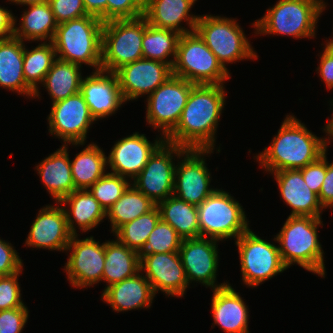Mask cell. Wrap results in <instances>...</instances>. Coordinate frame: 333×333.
<instances>
[{
	"instance_id": "6da1fadb",
	"label": "cell",
	"mask_w": 333,
	"mask_h": 333,
	"mask_svg": "<svg viewBox=\"0 0 333 333\" xmlns=\"http://www.w3.org/2000/svg\"><path fill=\"white\" fill-rule=\"evenodd\" d=\"M225 85L196 84L175 129L165 141L185 149H215L216 132L226 103Z\"/></svg>"
},
{
	"instance_id": "7a4b0ae2",
	"label": "cell",
	"mask_w": 333,
	"mask_h": 333,
	"mask_svg": "<svg viewBox=\"0 0 333 333\" xmlns=\"http://www.w3.org/2000/svg\"><path fill=\"white\" fill-rule=\"evenodd\" d=\"M326 138L318 137L300 119L287 114L268 147L254 158L267 173L301 169L327 151Z\"/></svg>"
},
{
	"instance_id": "3957f363",
	"label": "cell",
	"mask_w": 333,
	"mask_h": 333,
	"mask_svg": "<svg viewBox=\"0 0 333 333\" xmlns=\"http://www.w3.org/2000/svg\"><path fill=\"white\" fill-rule=\"evenodd\" d=\"M321 217L289 215L281 230L274 236L280 257L288 269L297 264L308 272L325 278L324 251L318 229L323 226Z\"/></svg>"
},
{
	"instance_id": "277c9868",
	"label": "cell",
	"mask_w": 333,
	"mask_h": 333,
	"mask_svg": "<svg viewBox=\"0 0 333 333\" xmlns=\"http://www.w3.org/2000/svg\"><path fill=\"white\" fill-rule=\"evenodd\" d=\"M103 21L86 15L58 24L52 43L57 59L101 70Z\"/></svg>"
},
{
	"instance_id": "5b68a950",
	"label": "cell",
	"mask_w": 333,
	"mask_h": 333,
	"mask_svg": "<svg viewBox=\"0 0 333 333\" xmlns=\"http://www.w3.org/2000/svg\"><path fill=\"white\" fill-rule=\"evenodd\" d=\"M266 14L252 23L255 35L315 38L320 4L314 0H278Z\"/></svg>"
},
{
	"instance_id": "8992f818",
	"label": "cell",
	"mask_w": 333,
	"mask_h": 333,
	"mask_svg": "<svg viewBox=\"0 0 333 333\" xmlns=\"http://www.w3.org/2000/svg\"><path fill=\"white\" fill-rule=\"evenodd\" d=\"M172 72L199 85H224L232 77L196 31L180 35Z\"/></svg>"
},
{
	"instance_id": "52a82bcc",
	"label": "cell",
	"mask_w": 333,
	"mask_h": 333,
	"mask_svg": "<svg viewBox=\"0 0 333 333\" xmlns=\"http://www.w3.org/2000/svg\"><path fill=\"white\" fill-rule=\"evenodd\" d=\"M240 26L236 18L212 14L200 15L196 23L195 31L227 70L229 63L258 59L256 51Z\"/></svg>"
},
{
	"instance_id": "ba28073f",
	"label": "cell",
	"mask_w": 333,
	"mask_h": 333,
	"mask_svg": "<svg viewBox=\"0 0 333 333\" xmlns=\"http://www.w3.org/2000/svg\"><path fill=\"white\" fill-rule=\"evenodd\" d=\"M197 210L201 237L236 240L250 229L243 206L224 189L217 188Z\"/></svg>"
},
{
	"instance_id": "9c48e42d",
	"label": "cell",
	"mask_w": 333,
	"mask_h": 333,
	"mask_svg": "<svg viewBox=\"0 0 333 333\" xmlns=\"http://www.w3.org/2000/svg\"><path fill=\"white\" fill-rule=\"evenodd\" d=\"M144 16L103 22L101 70L115 72L143 58Z\"/></svg>"
},
{
	"instance_id": "30bf717a",
	"label": "cell",
	"mask_w": 333,
	"mask_h": 333,
	"mask_svg": "<svg viewBox=\"0 0 333 333\" xmlns=\"http://www.w3.org/2000/svg\"><path fill=\"white\" fill-rule=\"evenodd\" d=\"M235 245L239 252L241 280L246 287L256 288L287 270L278 246L262 239L251 229L240 235Z\"/></svg>"
},
{
	"instance_id": "8fae6325",
	"label": "cell",
	"mask_w": 333,
	"mask_h": 333,
	"mask_svg": "<svg viewBox=\"0 0 333 333\" xmlns=\"http://www.w3.org/2000/svg\"><path fill=\"white\" fill-rule=\"evenodd\" d=\"M196 84L172 75L146 98V122L166 138L178 124Z\"/></svg>"
},
{
	"instance_id": "7c38bea8",
	"label": "cell",
	"mask_w": 333,
	"mask_h": 333,
	"mask_svg": "<svg viewBox=\"0 0 333 333\" xmlns=\"http://www.w3.org/2000/svg\"><path fill=\"white\" fill-rule=\"evenodd\" d=\"M186 149L164 141L131 184L156 205L173 195L176 158ZM175 160V162H174Z\"/></svg>"
},
{
	"instance_id": "4fadbf2b",
	"label": "cell",
	"mask_w": 333,
	"mask_h": 333,
	"mask_svg": "<svg viewBox=\"0 0 333 333\" xmlns=\"http://www.w3.org/2000/svg\"><path fill=\"white\" fill-rule=\"evenodd\" d=\"M213 152V149H186L179 156L173 195L198 206L217 189L210 185L212 176L205 158Z\"/></svg>"
},
{
	"instance_id": "5bb4252c",
	"label": "cell",
	"mask_w": 333,
	"mask_h": 333,
	"mask_svg": "<svg viewBox=\"0 0 333 333\" xmlns=\"http://www.w3.org/2000/svg\"><path fill=\"white\" fill-rule=\"evenodd\" d=\"M47 116L48 131L56 138L62 139L63 145H85L87 133L96 122L83 95L79 92L64 100L52 103Z\"/></svg>"
},
{
	"instance_id": "9a60e30c",
	"label": "cell",
	"mask_w": 333,
	"mask_h": 333,
	"mask_svg": "<svg viewBox=\"0 0 333 333\" xmlns=\"http://www.w3.org/2000/svg\"><path fill=\"white\" fill-rule=\"evenodd\" d=\"M73 235L66 248L68 260L65 263L64 273L67 281L78 289L93 287L102 282L105 263V242L96 241L93 236L79 239Z\"/></svg>"
},
{
	"instance_id": "2e32d148",
	"label": "cell",
	"mask_w": 333,
	"mask_h": 333,
	"mask_svg": "<svg viewBox=\"0 0 333 333\" xmlns=\"http://www.w3.org/2000/svg\"><path fill=\"white\" fill-rule=\"evenodd\" d=\"M218 242L204 237L182 239L179 254L189 285L199 282L214 290L229 284L227 280L221 284L216 281L219 267Z\"/></svg>"
},
{
	"instance_id": "e0dca14e",
	"label": "cell",
	"mask_w": 333,
	"mask_h": 333,
	"mask_svg": "<svg viewBox=\"0 0 333 333\" xmlns=\"http://www.w3.org/2000/svg\"><path fill=\"white\" fill-rule=\"evenodd\" d=\"M139 255L140 272L150 282L155 295L159 291L167 297L186 295L189 284L179 252Z\"/></svg>"
},
{
	"instance_id": "ac0fdd59",
	"label": "cell",
	"mask_w": 333,
	"mask_h": 333,
	"mask_svg": "<svg viewBox=\"0 0 333 333\" xmlns=\"http://www.w3.org/2000/svg\"><path fill=\"white\" fill-rule=\"evenodd\" d=\"M114 73L125 102L149 96L173 75L170 65L146 58L125 64Z\"/></svg>"
},
{
	"instance_id": "d6986e66",
	"label": "cell",
	"mask_w": 333,
	"mask_h": 333,
	"mask_svg": "<svg viewBox=\"0 0 333 333\" xmlns=\"http://www.w3.org/2000/svg\"><path fill=\"white\" fill-rule=\"evenodd\" d=\"M145 135L134 132L115 141L107 157L110 173L131 181L141 172L152 154L165 141L163 136H157L155 142H150Z\"/></svg>"
},
{
	"instance_id": "ffe728a7",
	"label": "cell",
	"mask_w": 333,
	"mask_h": 333,
	"mask_svg": "<svg viewBox=\"0 0 333 333\" xmlns=\"http://www.w3.org/2000/svg\"><path fill=\"white\" fill-rule=\"evenodd\" d=\"M72 236L65 210L59 202H56V205L48 204L38 211L24 246L66 252Z\"/></svg>"
},
{
	"instance_id": "44dd1931",
	"label": "cell",
	"mask_w": 333,
	"mask_h": 333,
	"mask_svg": "<svg viewBox=\"0 0 333 333\" xmlns=\"http://www.w3.org/2000/svg\"><path fill=\"white\" fill-rule=\"evenodd\" d=\"M80 93L96 121L117 113L126 104L115 73L98 70L83 77Z\"/></svg>"
},
{
	"instance_id": "7402d4cb",
	"label": "cell",
	"mask_w": 333,
	"mask_h": 333,
	"mask_svg": "<svg viewBox=\"0 0 333 333\" xmlns=\"http://www.w3.org/2000/svg\"><path fill=\"white\" fill-rule=\"evenodd\" d=\"M271 174L277 182L281 199L292 209L291 216L322 217L324 208L318 195L306 185L299 169L281 170Z\"/></svg>"
},
{
	"instance_id": "603a6c76",
	"label": "cell",
	"mask_w": 333,
	"mask_h": 333,
	"mask_svg": "<svg viewBox=\"0 0 333 333\" xmlns=\"http://www.w3.org/2000/svg\"><path fill=\"white\" fill-rule=\"evenodd\" d=\"M212 291V328L217 325L225 333H249V308L240 293L230 283Z\"/></svg>"
},
{
	"instance_id": "cb8c5ba5",
	"label": "cell",
	"mask_w": 333,
	"mask_h": 333,
	"mask_svg": "<svg viewBox=\"0 0 333 333\" xmlns=\"http://www.w3.org/2000/svg\"><path fill=\"white\" fill-rule=\"evenodd\" d=\"M154 298L153 288L141 272L104 288L101 294V300L117 313L141 308L150 309Z\"/></svg>"
},
{
	"instance_id": "d4e9b609",
	"label": "cell",
	"mask_w": 333,
	"mask_h": 333,
	"mask_svg": "<svg viewBox=\"0 0 333 333\" xmlns=\"http://www.w3.org/2000/svg\"><path fill=\"white\" fill-rule=\"evenodd\" d=\"M197 0H146L144 17L148 24L163 29H171L179 34L195 31L200 15L190 11ZM182 22H186L183 27ZM189 28V29H188Z\"/></svg>"
},
{
	"instance_id": "484cf974",
	"label": "cell",
	"mask_w": 333,
	"mask_h": 333,
	"mask_svg": "<svg viewBox=\"0 0 333 333\" xmlns=\"http://www.w3.org/2000/svg\"><path fill=\"white\" fill-rule=\"evenodd\" d=\"M68 145H61L35 166L42 184L55 203L77 190L72 179Z\"/></svg>"
},
{
	"instance_id": "4316f807",
	"label": "cell",
	"mask_w": 333,
	"mask_h": 333,
	"mask_svg": "<svg viewBox=\"0 0 333 333\" xmlns=\"http://www.w3.org/2000/svg\"><path fill=\"white\" fill-rule=\"evenodd\" d=\"M25 45L24 41L14 36L0 40V87L30 99L35 91L24 79Z\"/></svg>"
},
{
	"instance_id": "83f0119b",
	"label": "cell",
	"mask_w": 333,
	"mask_h": 333,
	"mask_svg": "<svg viewBox=\"0 0 333 333\" xmlns=\"http://www.w3.org/2000/svg\"><path fill=\"white\" fill-rule=\"evenodd\" d=\"M66 213L69 231L77 235L96 228L106 218V212L88 189L74 190L59 202ZM68 205V206H67Z\"/></svg>"
},
{
	"instance_id": "f1b7e54d",
	"label": "cell",
	"mask_w": 333,
	"mask_h": 333,
	"mask_svg": "<svg viewBox=\"0 0 333 333\" xmlns=\"http://www.w3.org/2000/svg\"><path fill=\"white\" fill-rule=\"evenodd\" d=\"M22 12L19 27L15 16L13 36L28 43L29 41L52 42L58 23L49 2L28 5Z\"/></svg>"
},
{
	"instance_id": "f546056e",
	"label": "cell",
	"mask_w": 333,
	"mask_h": 333,
	"mask_svg": "<svg viewBox=\"0 0 333 333\" xmlns=\"http://www.w3.org/2000/svg\"><path fill=\"white\" fill-rule=\"evenodd\" d=\"M140 272V255L125 244L115 240H105V263L102 281L105 288Z\"/></svg>"
},
{
	"instance_id": "4dcf8cb0",
	"label": "cell",
	"mask_w": 333,
	"mask_h": 333,
	"mask_svg": "<svg viewBox=\"0 0 333 333\" xmlns=\"http://www.w3.org/2000/svg\"><path fill=\"white\" fill-rule=\"evenodd\" d=\"M161 219L170 224L182 239L201 237L197 206L171 195L159 202Z\"/></svg>"
},
{
	"instance_id": "1f68e13d",
	"label": "cell",
	"mask_w": 333,
	"mask_h": 333,
	"mask_svg": "<svg viewBox=\"0 0 333 333\" xmlns=\"http://www.w3.org/2000/svg\"><path fill=\"white\" fill-rule=\"evenodd\" d=\"M72 179L77 190L89 189L107 173V156L103 148L92 142L75 155L71 161Z\"/></svg>"
},
{
	"instance_id": "d6a6232c",
	"label": "cell",
	"mask_w": 333,
	"mask_h": 333,
	"mask_svg": "<svg viewBox=\"0 0 333 333\" xmlns=\"http://www.w3.org/2000/svg\"><path fill=\"white\" fill-rule=\"evenodd\" d=\"M81 66L56 59L41 86L47 90L51 104L80 92L83 74Z\"/></svg>"
},
{
	"instance_id": "836d02e7",
	"label": "cell",
	"mask_w": 333,
	"mask_h": 333,
	"mask_svg": "<svg viewBox=\"0 0 333 333\" xmlns=\"http://www.w3.org/2000/svg\"><path fill=\"white\" fill-rule=\"evenodd\" d=\"M156 206L151 199L130 184L106 213L111 232L114 233L122 225L150 212Z\"/></svg>"
},
{
	"instance_id": "e575fe53",
	"label": "cell",
	"mask_w": 333,
	"mask_h": 333,
	"mask_svg": "<svg viewBox=\"0 0 333 333\" xmlns=\"http://www.w3.org/2000/svg\"><path fill=\"white\" fill-rule=\"evenodd\" d=\"M180 35L171 29L154 27L144 17L143 58L161 61L172 67Z\"/></svg>"
},
{
	"instance_id": "d590c367",
	"label": "cell",
	"mask_w": 333,
	"mask_h": 333,
	"mask_svg": "<svg viewBox=\"0 0 333 333\" xmlns=\"http://www.w3.org/2000/svg\"><path fill=\"white\" fill-rule=\"evenodd\" d=\"M56 59V51L52 42H40L32 50L27 49L25 46L23 57L24 79L35 91L34 99L36 97L40 98L39 85L43 83L46 74Z\"/></svg>"
},
{
	"instance_id": "8d00e7d4",
	"label": "cell",
	"mask_w": 333,
	"mask_h": 333,
	"mask_svg": "<svg viewBox=\"0 0 333 333\" xmlns=\"http://www.w3.org/2000/svg\"><path fill=\"white\" fill-rule=\"evenodd\" d=\"M160 219V211L156 206L150 212L119 227L113 235L119 242L140 253Z\"/></svg>"
},
{
	"instance_id": "74e56055",
	"label": "cell",
	"mask_w": 333,
	"mask_h": 333,
	"mask_svg": "<svg viewBox=\"0 0 333 333\" xmlns=\"http://www.w3.org/2000/svg\"><path fill=\"white\" fill-rule=\"evenodd\" d=\"M130 184L131 181L128 178L107 172L88 190L107 213L112 205L121 198Z\"/></svg>"
},
{
	"instance_id": "f35d334b",
	"label": "cell",
	"mask_w": 333,
	"mask_h": 333,
	"mask_svg": "<svg viewBox=\"0 0 333 333\" xmlns=\"http://www.w3.org/2000/svg\"><path fill=\"white\" fill-rule=\"evenodd\" d=\"M182 238L168 223L160 219L139 254L179 252Z\"/></svg>"
},
{
	"instance_id": "ab89813d",
	"label": "cell",
	"mask_w": 333,
	"mask_h": 333,
	"mask_svg": "<svg viewBox=\"0 0 333 333\" xmlns=\"http://www.w3.org/2000/svg\"><path fill=\"white\" fill-rule=\"evenodd\" d=\"M23 269L9 276H0V310H9L23 307L19 276Z\"/></svg>"
},
{
	"instance_id": "60d3db41",
	"label": "cell",
	"mask_w": 333,
	"mask_h": 333,
	"mask_svg": "<svg viewBox=\"0 0 333 333\" xmlns=\"http://www.w3.org/2000/svg\"><path fill=\"white\" fill-rule=\"evenodd\" d=\"M146 0H107V21L144 15Z\"/></svg>"
},
{
	"instance_id": "b9f144b4",
	"label": "cell",
	"mask_w": 333,
	"mask_h": 333,
	"mask_svg": "<svg viewBox=\"0 0 333 333\" xmlns=\"http://www.w3.org/2000/svg\"><path fill=\"white\" fill-rule=\"evenodd\" d=\"M49 4L58 24L89 15L83 0H49Z\"/></svg>"
},
{
	"instance_id": "7bdbcfd3",
	"label": "cell",
	"mask_w": 333,
	"mask_h": 333,
	"mask_svg": "<svg viewBox=\"0 0 333 333\" xmlns=\"http://www.w3.org/2000/svg\"><path fill=\"white\" fill-rule=\"evenodd\" d=\"M29 319L26 305L19 308L0 310V333H21Z\"/></svg>"
},
{
	"instance_id": "ee69618b",
	"label": "cell",
	"mask_w": 333,
	"mask_h": 333,
	"mask_svg": "<svg viewBox=\"0 0 333 333\" xmlns=\"http://www.w3.org/2000/svg\"><path fill=\"white\" fill-rule=\"evenodd\" d=\"M23 265L14 246L7 240L0 239V276L15 274L23 269Z\"/></svg>"
},
{
	"instance_id": "f6af8a7d",
	"label": "cell",
	"mask_w": 333,
	"mask_h": 333,
	"mask_svg": "<svg viewBox=\"0 0 333 333\" xmlns=\"http://www.w3.org/2000/svg\"><path fill=\"white\" fill-rule=\"evenodd\" d=\"M306 185L317 195L320 193L321 185L326 176V153L317 161L308 164L304 168L299 169Z\"/></svg>"
},
{
	"instance_id": "bcb514c9",
	"label": "cell",
	"mask_w": 333,
	"mask_h": 333,
	"mask_svg": "<svg viewBox=\"0 0 333 333\" xmlns=\"http://www.w3.org/2000/svg\"><path fill=\"white\" fill-rule=\"evenodd\" d=\"M324 45L320 56V64L316 68L317 73L319 74L321 81L326 84L328 90L333 89V47Z\"/></svg>"
},
{
	"instance_id": "7dc6e473",
	"label": "cell",
	"mask_w": 333,
	"mask_h": 333,
	"mask_svg": "<svg viewBox=\"0 0 333 333\" xmlns=\"http://www.w3.org/2000/svg\"><path fill=\"white\" fill-rule=\"evenodd\" d=\"M326 152V176L320 188L318 199L322 207L325 209H333V161L329 163Z\"/></svg>"
},
{
	"instance_id": "c3c4849f",
	"label": "cell",
	"mask_w": 333,
	"mask_h": 333,
	"mask_svg": "<svg viewBox=\"0 0 333 333\" xmlns=\"http://www.w3.org/2000/svg\"><path fill=\"white\" fill-rule=\"evenodd\" d=\"M15 15L11 10L0 6V40L13 37Z\"/></svg>"
},
{
	"instance_id": "681fc988",
	"label": "cell",
	"mask_w": 333,
	"mask_h": 333,
	"mask_svg": "<svg viewBox=\"0 0 333 333\" xmlns=\"http://www.w3.org/2000/svg\"><path fill=\"white\" fill-rule=\"evenodd\" d=\"M83 4L89 15L107 21V0H83Z\"/></svg>"
},
{
	"instance_id": "f907efd6",
	"label": "cell",
	"mask_w": 333,
	"mask_h": 333,
	"mask_svg": "<svg viewBox=\"0 0 333 333\" xmlns=\"http://www.w3.org/2000/svg\"><path fill=\"white\" fill-rule=\"evenodd\" d=\"M330 109L333 110V108L330 107ZM323 131L325 132V138H326V145L330 144V141L333 142V112L331 115V119H328L327 124L325 125V127L323 126ZM328 136V137H327Z\"/></svg>"
},
{
	"instance_id": "816d5d0a",
	"label": "cell",
	"mask_w": 333,
	"mask_h": 333,
	"mask_svg": "<svg viewBox=\"0 0 333 333\" xmlns=\"http://www.w3.org/2000/svg\"><path fill=\"white\" fill-rule=\"evenodd\" d=\"M8 2H11L15 5H21V6H28V5H32V4H40V3H45V2H49V0H7Z\"/></svg>"
},
{
	"instance_id": "f5cc1de1",
	"label": "cell",
	"mask_w": 333,
	"mask_h": 333,
	"mask_svg": "<svg viewBox=\"0 0 333 333\" xmlns=\"http://www.w3.org/2000/svg\"><path fill=\"white\" fill-rule=\"evenodd\" d=\"M317 1L320 4V13L322 15L323 11L326 9V5H328V3L326 4V2L324 0H314Z\"/></svg>"
},
{
	"instance_id": "db71d44e",
	"label": "cell",
	"mask_w": 333,
	"mask_h": 333,
	"mask_svg": "<svg viewBox=\"0 0 333 333\" xmlns=\"http://www.w3.org/2000/svg\"><path fill=\"white\" fill-rule=\"evenodd\" d=\"M333 31V30H332ZM333 33V32H332ZM333 36V35H332ZM331 36V39L329 40H325V43L326 45H329V46H332L333 47V37Z\"/></svg>"
}]
</instances>
